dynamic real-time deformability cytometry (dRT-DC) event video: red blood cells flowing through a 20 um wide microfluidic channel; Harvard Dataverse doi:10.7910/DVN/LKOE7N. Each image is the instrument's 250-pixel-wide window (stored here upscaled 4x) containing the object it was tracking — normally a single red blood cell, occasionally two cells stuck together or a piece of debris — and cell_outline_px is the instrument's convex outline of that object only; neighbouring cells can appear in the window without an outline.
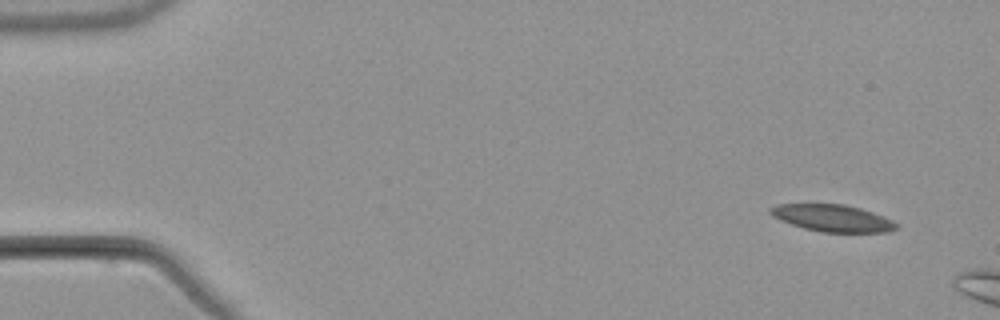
{"species": "common noctule bat (a hibernating species)", "species_latin": "Nyctalus noctula", "temperature_condition": "warm", "stored_images_in_passage": 3, "camera_frame_rate_fps": 3000, "um_per_image_px": 0.085, "animal": {"sex": "male", "body_mass_g": 21.5, "forearm_length_mm": 52.0}, "frame": {"image": 1, "passage_image": 1, "time_ms": 0.0, "image_size_px": [1000, 320], "cell_outline_px": [[900, 228], [888, 232], [824, 232], [804, 228], [780, 220], [772, 216], [768, 212], [768, 208], [776, 204], [844, 204], [860, 208], [884, 216], [900, 224]], "centroid_in_image_um": [70.79, 18.53], "position_along_channel_um": 14.2, "area_um2": 19.94}}